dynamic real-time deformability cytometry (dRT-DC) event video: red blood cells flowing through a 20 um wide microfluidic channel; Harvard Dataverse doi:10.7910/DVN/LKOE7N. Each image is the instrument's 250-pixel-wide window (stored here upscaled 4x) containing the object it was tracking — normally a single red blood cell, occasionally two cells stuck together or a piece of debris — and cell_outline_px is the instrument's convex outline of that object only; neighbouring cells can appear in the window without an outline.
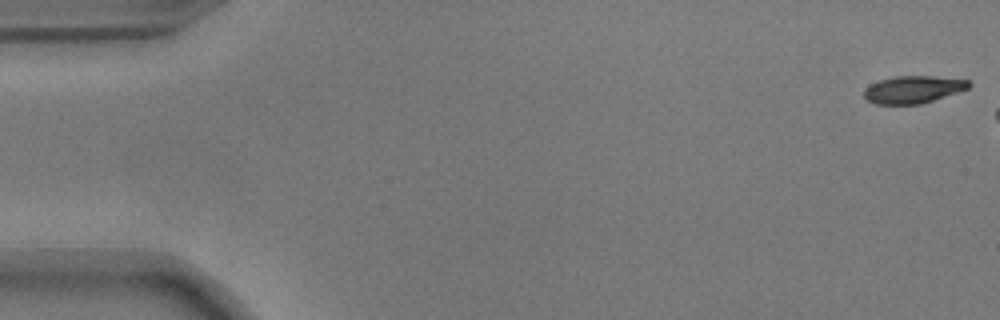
{"species": "common noctule bat (a hibernating species)", "species_latin": "Nyctalus noctula", "temperature_condition": "warm", "stored_images_in_passage": 9, "camera_frame_rate_fps": 3000, "um_per_image_px": 0.085, "animal": {"sex": "male", "body_mass_g": 17.9}, "frame": {"image": 1, "passage_image": 1, "time_ms": 0.0, "image_size_px": [1000, 320], "cell_outline_px": [[972, 84], [968, 88], [920, 104], [876, 104], [868, 100], [864, 96], [864, 88], [880, 80], [896, 76], [932, 76], [968, 80]], "centroid_in_image_um": [77.59, 7.6], "position_along_channel_um": 7.4, "area_um2": 16.42}}